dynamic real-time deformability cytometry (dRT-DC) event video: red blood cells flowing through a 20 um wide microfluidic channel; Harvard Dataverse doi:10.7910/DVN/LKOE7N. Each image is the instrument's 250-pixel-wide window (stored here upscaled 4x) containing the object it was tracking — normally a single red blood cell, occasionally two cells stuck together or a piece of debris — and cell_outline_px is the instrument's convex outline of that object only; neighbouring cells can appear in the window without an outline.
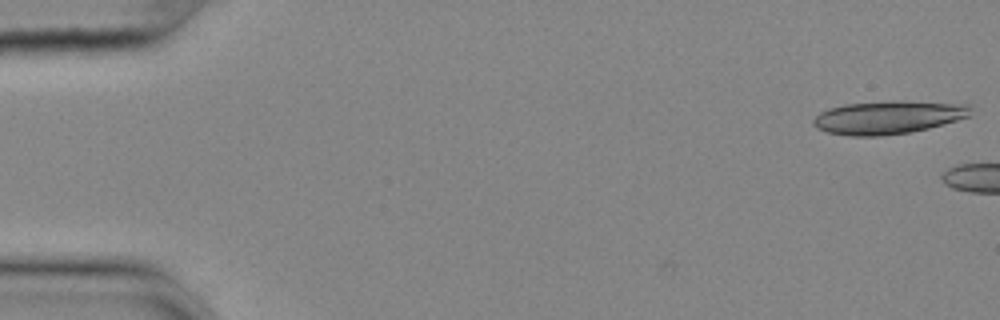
{"species": "common noctule bat (a hibernating species)", "species_latin": "Nyctalus noctula", "temperature_condition": "cold", "stored_images_in_passage": 9, "camera_frame_rate_fps": 3000, "um_per_image_px": 0.085, "animal": {"sex": "female", "body_mass_g": 25.1}, "frame": {"image": 1, "passage_image": 1, "time_ms": 0.0, "image_size_px": [1000, 320], "cell_outline_px": [[972, 116], [928, 128], [912, 132], [880, 136], [852, 136], [828, 132], [816, 128], [812, 124], [812, 120], [820, 112], [828, 108], [844, 104], [892, 100], [904, 100], [968, 104], [972, 108]], "centroid_in_image_um": [75.52, 9.96], "position_along_channel_um": 9.5, "area_um2": 30.87}}